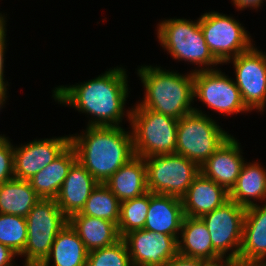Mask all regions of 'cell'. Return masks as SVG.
I'll list each match as a JSON object with an SVG mask.
<instances>
[{
	"label": "cell",
	"instance_id": "6da1fadb",
	"mask_svg": "<svg viewBox=\"0 0 266 266\" xmlns=\"http://www.w3.org/2000/svg\"><path fill=\"white\" fill-rule=\"evenodd\" d=\"M127 74L121 67L110 69L101 76L73 86H59L53 97L60 104L70 105L95 118L88 126H119L124 117L128 97Z\"/></svg>",
	"mask_w": 266,
	"mask_h": 266
},
{
	"label": "cell",
	"instance_id": "7a4b0ae2",
	"mask_svg": "<svg viewBox=\"0 0 266 266\" xmlns=\"http://www.w3.org/2000/svg\"><path fill=\"white\" fill-rule=\"evenodd\" d=\"M70 144L77 160L100 184L135 157L132 133L121 126H87L82 135L70 136Z\"/></svg>",
	"mask_w": 266,
	"mask_h": 266
},
{
	"label": "cell",
	"instance_id": "3957f363",
	"mask_svg": "<svg viewBox=\"0 0 266 266\" xmlns=\"http://www.w3.org/2000/svg\"><path fill=\"white\" fill-rule=\"evenodd\" d=\"M138 75L145 88L144 100L138 105L177 120L194 111V72L181 75L160 67L141 66Z\"/></svg>",
	"mask_w": 266,
	"mask_h": 266
},
{
	"label": "cell",
	"instance_id": "277c9868",
	"mask_svg": "<svg viewBox=\"0 0 266 266\" xmlns=\"http://www.w3.org/2000/svg\"><path fill=\"white\" fill-rule=\"evenodd\" d=\"M127 110L131 122L135 156L146 158L150 155L176 153L178 120L147 108L135 105Z\"/></svg>",
	"mask_w": 266,
	"mask_h": 266
},
{
	"label": "cell",
	"instance_id": "5b68a950",
	"mask_svg": "<svg viewBox=\"0 0 266 266\" xmlns=\"http://www.w3.org/2000/svg\"><path fill=\"white\" fill-rule=\"evenodd\" d=\"M230 136L213 119L194 107L193 112L178 120L176 154L200 167Z\"/></svg>",
	"mask_w": 266,
	"mask_h": 266
},
{
	"label": "cell",
	"instance_id": "8992f818",
	"mask_svg": "<svg viewBox=\"0 0 266 266\" xmlns=\"http://www.w3.org/2000/svg\"><path fill=\"white\" fill-rule=\"evenodd\" d=\"M157 27V37L161 46L172 55L173 59L185 60L196 65H206L196 71L212 70L211 65L221 64L211 53L197 22L186 19H167ZM209 65L211 68H209ZM208 66V67H207Z\"/></svg>",
	"mask_w": 266,
	"mask_h": 266
},
{
	"label": "cell",
	"instance_id": "52a82bcc",
	"mask_svg": "<svg viewBox=\"0 0 266 266\" xmlns=\"http://www.w3.org/2000/svg\"><path fill=\"white\" fill-rule=\"evenodd\" d=\"M27 242L23 252L25 266H40L48 257L58 233L68 224L55 199H42L26 216Z\"/></svg>",
	"mask_w": 266,
	"mask_h": 266
},
{
	"label": "cell",
	"instance_id": "ba28073f",
	"mask_svg": "<svg viewBox=\"0 0 266 266\" xmlns=\"http://www.w3.org/2000/svg\"><path fill=\"white\" fill-rule=\"evenodd\" d=\"M144 160L147 188L154 194L181 198L200 174V167L196 163L176 153L150 155Z\"/></svg>",
	"mask_w": 266,
	"mask_h": 266
},
{
	"label": "cell",
	"instance_id": "9c48e42d",
	"mask_svg": "<svg viewBox=\"0 0 266 266\" xmlns=\"http://www.w3.org/2000/svg\"><path fill=\"white\" fill-rule=\"evenodd\" d=\"M200 27L207 46L220 63H227L254 46L245 28L225 14L211 11L201 15Z\"/></svg>",
	"mask_w": 266,
	"mask_h": 266
},
{
	"label": "cell",
	"instance_id": "30bf717a",
	"mask_svg": "<svg viewBox=\"0 0 266 266\" xmlns=\"http://www.w3.org/2000/svg\"><path fill=\"white\" fill-rule=\"evenodd\" d=\"M245 212V207L229 199L222 206L200 217L209 231L213 248L225 259L238 260ZM230 250L232 252L226 257Z\"/></svg>",
	"mask_w": 266,
	"mask_h": 266
},
{
	"label": "cell",
	"instance_id": "8fae6325",
	"mask_svg": "<svg viewBox=\"0 0 266 266\" xmlns=\"http://www.w3.org/2000/svg\"><path fill=\"white\" fill-rule=\"evenodd\" d=\"M214 69L194 72V97L221 114L250 111L235 81Z\"/></svg>",
	"mask_w": 266,
	"mask_h": 266
},
{
	"label": "cell",
	"instance_id": "7c38bea8",
	"mask_svg": "<svg viewBox=\"0 0 266 266\" xmlns=\"http://www.w3.org/2000/svg\"><path fill=\"white\" fill-rule=\"evenodd\" d=\"M233 61L236 85L246 107L264 111L266 105V54L254 46L236 57Z\"/></svg>",
	"mask_w": 266,
	"mask_h": 266
},
{
	"label": "cell",
	"instance_id": "4fadbf2b",
	"mask_svg": "<svg viewBox=\"0 0 266 266\" xmlns=\"http://www.w3.org/2000/svg\"><path fill=\"white\" fill-rule=\"evenodd\" d=\"M125 241L132 266H164L178 254L174 236L138 229L125 234Z\"/></svg>",
	"mask_w": 266,
	"mask_h": 266
},
{
	"label": "cell",
	"instance_id": "5bb4252c",
	"mask_svg": "<svg viewBox=\"0 0 266 266\" xmlns=\"http://www.w3.org/2000/svg\"><path fill=\"white\" fill-rule=\"evenodd\" d=\"M69 145L70 135L69 137L34 140L18 148L13 147L14 178L29 181Z\"/></svg>",
	"mask_w": 266,
	"mask_h": 266
},
{
	"label": "cell",
	"instance_id": "9a60e30c",
	"mask_svg": "<svg viewBox=\"0 0 266 266\" xmlns=\"http://www.w3.org/2000/svg\"><path fill=\"white\" fill-rule=\"evenodd\" d=\"M240 143L230 136L213 155L200 166V173L223 186L228 192L236 183L245 160L241 155Z\"/></svg>",
	"mask_w": 266,
	"mask_h": 266
},
{
	"label": "cell",
	"instance_id": "2e32d148",
	"mask_svg": "<svg viewBox=\"0 0 266 266\" xmlns=\"http://www.w3.org/2000/svg\"><path fill=\"white\" fill-rule=\"evenodd\" d=\"M98 185V181L76 160L55 199L57 205L69 219L72 215L80 213L91 192Z\"/></svg>",
	"mask_w": 266,
	"mask_h": 266
},
{
	"label": "cell",
	"instance_id": "e0dca14e",
	"mask_svg": "<svg viewBox=\"0 0 266 266\" xmlns=\"http://www.w3.org/2000/svg\"><path fill=\"white\" fill-rule=\"evenodd\" d=\"M238 262L266 261V204L246 208Z\"/></svg>",
	"mask_w": 266,
	"mask_h": 266
},
{
	"label": "cell",
	"instance_id": "ac0fdd59",
	"mask_svg": "<svg viewBox=\"0 0 266 266\" xmlns=\"http://www.w3.org/2000/svg\"><path fill=\"white\" fill-rule=\"evenodd\" d=\"M229 200V192L201 173L181 197L184 216L201 217Z\"/></svg>",
	"mask_w": 266,
	"mask_h": 266
},
{
	"label": "cell",
	"instance_id": "d6986e66",
	"mask_svg": "<svg viewBox=\"0 0 266 266\" xmlns=\"http://www.w3.org/2000/svg\"><path fill=\"white\" fill-rule=\"evenodd\" d=\"M184 218L181 198L150 192V204L144 230L174 236L179 240V231Z\"/></svg>",
	"mask_w": 266,
	"mask_h": 266
},
{
	"label": "cell",
	"instance_id": "ffe728a7",
	"mask_svg": "<svg viewBox=\"0 0 266 266\" xmlns=\"http://www.w3.org/2000/svg\"><path fill=\"white\" fill-rule=\"evenodd\" d=\"M178 242V254L189 258H199L210 262L224 259L214 248L211 236L200 217L184 216Z\"/></svg>",
	"mask_w": 266,
	"mask_h": 266
},
{
	"label": "cell",
	"instance_id": "44dd1931",
	"mask_svg": "<svg viewBox=\"0 0 266 266\" xmlns=\"http://www.w3.org/2000/svg\"><path fill=\"white\" fill-rule=\"evenodd\" d=\"M76 160L75 149L70 144L56 159L29 180L37 195L42 199H56L70 167Z\"/></svg>",
	"mask_w": 266,
	"mask_h": 266
},
{
	"label": "cell",
	"instance_id": "7402d4cb",
	"mask_svg": "<svg viewBox=\"0 0 266 266\" xmlns=\"http://www.w3.org/2000/svg\"><path fill=\"white\" fill-rule=\"evenodd\" d=\"M120 202L148 192L145 160L135 156L104 183Z\"/></svg>",
	"mask_w": 266,
	"mask_h": 266
},
{
	"label": "cell",
	"instance_id": "603a6c76",
	"mask_svg": "<svg viewBox=\"0 0 266 266\" xmlns=\"http://www.w3.org/2000/svg\"><path fill=\"white\" fill-rule=\"evenodd\" d=\"M68 223L88 252L111 246L121 239L117 225L109 220L76 213L68 219Z\"/></svg>",
	"mask_w": 266,
	"mask_h": 266
},
{
	"label": "cell",
	"instance_id": "cb8c5ba5",
	"mask_svg": "<svg viewBox=\"0 0 266 266\" xmlns=\"http://www.w3.org/2000/svg\"><path fill=\"white\" fill-rule=\"evenodd\" d=\"M229 199L245 208L255 205V199L261 200V203L265 201L266 169L258 162L244 163L236 183L229 191Z\"/></svg>",
	"mask_w": 266,
	"mask_h": 266
},
{
	"label": "cell",
	"instance_id": "d4e9b609",
	"mask_svg": "<svg viewBox=\"0 0 266 266\" xmlns=\"http://www.w3.org/2000/svg\"><path fill=\"white\" fill-rule=\"evenodd\" d=\"M87 257L84 243L68 223L55 237L47 259L40 266H49L52 259V266H86Z\"/></svg>",
	"mask_w": 266,
	"mask_h": 266
},
{
	"label": "cell",
	"instance_id": "484cf974",
	"mask_svg": "<svg viewBox=\"0 0 266 266\" xmlns=\"http://www.w3.org/2000/svg\"><path fill=\"white\" fill-rule=\"evenodd\" d=\"M39 200L29 181L13 178L0 184V213L26 217Z\"/></svg>",
	"mask_w": 266,
	"mask_h": 266
},
{
	"label": "cell",
	"instance_id": "4316f807",
	"mask_svg": "<svg viewBox=\"0 0 266 266\" xmlns=\"http://www.w3.org/2000/svg\"><path fill=\"white\" fill-rule=\"evenodd\" d=\"M80 214L109 220L118 225L120 201L105 184L99 183L91 192Z\"/></svg>",
	"mask_w": 266,
	"mask_h": 266
},
{
	"label": "cell",
	"instance_id": "83f0119b",
	"mask_svg": "<svg viewBox=\"0 0 266 266\" xmlns=\"http://www.w3.org/2000/svg\"><path fill=\"white\" fill-rule=\"evenodd\" d=\"M149 204L150 191L120 202V219L117 228L121 238L133 230L144 229Z\"/></svg>",
	"mask_w": 266,
	"mask_h": 266
},
{
	"label": "cell",
	"instance_id": "f1b7e54d",
	"mask_svg": "<svg viewBox=\"0 0 266 266\" xmlns=\"http://www.w3.org/2000/svg\"><path fill=\"white\" fill-rule=\"evenodd\" d=\"M27 242L26 217L0 213V243L18 256Z\"/></svg>",
	"mask_w": 266,
	"mask_h": 266
},
{
	"label": "cell",
	"instance_id": "f546056e",
	"mask_svg": "<svg viewBox=\"0 0 266 266\" xmlns=\"http://www.w3.org/2000/svg\"><path fill=\"white\" fill-rule=\"evenodd\" d=\"M86 266H132L125 241L88 252Z\"/></svg>",
	"mask_w": 266,
	"mask_h": 266
},
{
	"label": "cell",
	"instance_id": "4dcf8cb0",
	"mask_svg": "<svg viewBox=\"0 0 266 266\" xmlns=\"http://www.w3.org/2000/svg\"><path fill=\"white\" fill-rule=\"evenodd\" d=\"M14 178L13 145L0 135V184Z\"/></svg>",
	"mask_w": 266,
	"mask_h": 266
},
{
	"label": "cell",
	"instance_id": "1f68e13d",
	"mask_svg": "<svg viewBox=\"0 0 266 266\" xmlns=\"http://www.w3.org/2000/svg\"><path fill=\"white\" fill-rule=\"evenodd\" d=\"M6 21L0 23V91H7L6 84L4 80V53L6 49Z\"/></svg>",
	"mask_w": 266,
	"mask_h": 266
},
{
	"label": "cell",
	"instance_id": "d6a6232c",
	"mask_svg": "<svg viewBox=\"0 0 266 266\" xmlns=\"http://www.w3.org/2000/svg\"><path fill=\"white\" fill-rule=\"evenodd\" d=\"M210 261L199 259V258H189L177 254L172 257L164 266H207Z\"/></svg>",
	"mask_w": 266,
	"mask_h": 266
},
{
	"label": "cell",
	"instance_id": "836d02e7",
	"mask_svg": "<svg viewBox=\"0 0 266 266\" xmlns=\"http://www.w3.org/2000/svg\"><path fill=\"white\" fill-rule=\"evenodd\" d=\"M16 255L9 247L0 243V266H14L12 261Z\"/></svg>",
	"mask_w": 266,
	"mask_h": 266
},
{
	"label": "cell",
	"instance_id": "e575fe53",
	"mask_svg": "<svg viewBox=\"0 0 266 266\" xmlns=\"http://www.w3.org/2000/svg\"><path fill=\"white\" fill-rule=\"evenodd\" d=\"M232 1L234 3V6H236L238 10L239 9L244 10L247 7L257 9L259 6H261L264 0H232Z\"/></svg>",
	"mask_w": 266,
	"mask_h": 266
},
{
	"label": "cell",
	"instance_id": "d590c367",
	"mask_svg": "<svg viewBox=\"0 0 266 266\" xmlns=\"http://www.w3.org/2000/svg\"><path fill=\"white\" fill-rule=\"evenodd\" d=\"M207 266H234V260L226 258L225 260L210 262Z\"/></svg>",
	"mask_w": 266,
	"mask_h": 266
},
{
	"label": "cell",
	"instance_id": "8d00e7d4",
	"mask_svg": "<svg viewBox=\"0 0 266 266\" xmlns=\"http://www.w3.org/2000/svg\"><path fill=\"white\" fill-rule=\"evenodd\" d=\"M234 266H262V265L257 264V263H242V262L234 261Z\"/></svg>",
	"mask_w": 266,
	"mask_h": 266
},
{
	"label": "cell",
	"instance_id": "74e56055",
	"mask_svg": "<svg viewBox=\"0 0 266 266\" xmlns=\"http://www.w3.org/2000/svg\"><path fill=\"white\" fill-rule=\"evenodd\" d=\"M6 98V91H0V108L4 105Z\"/></svg>",
	"mask_w": 266,
	"mask_h": 266
},
{
	"label": "cell",
	"instance_id": "f35d334b",
	"mask_svg": "<svg viewBox=\"0 0 266 266\" xmlns=\"http://www.w3.org/2000/svg\"><path fill=\"white\" fill-rule=\"evenodd\" d=\"M3 21H5V17L2 16V14L0 13V23L3 22Z\"/></svg>",
	"mask_w": 266,
	"mask_h": 266
},
{
	"label": "cell",
	"instance_id": "ab89813d",
	"mask_svg": "<svg viewBox=\"0 0 266 266\" xmlns=\"http://www.w3.org/2000/svg\"><path fill=\"white\" fill-rule=\"evenodd\" d=\"M262 266H266V261L265 262H262L260 263Z\"/></svg>",
	"mask_w": 266,
	"mask_h": 266
}]
</instances>
